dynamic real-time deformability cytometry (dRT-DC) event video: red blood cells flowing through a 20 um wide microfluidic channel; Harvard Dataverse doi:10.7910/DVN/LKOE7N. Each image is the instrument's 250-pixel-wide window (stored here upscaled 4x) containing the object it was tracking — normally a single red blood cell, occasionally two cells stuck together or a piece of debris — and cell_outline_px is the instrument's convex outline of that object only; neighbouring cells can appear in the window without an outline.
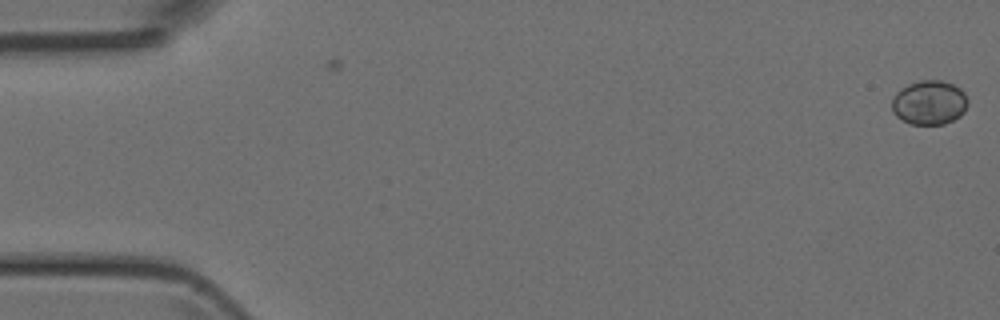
{"species": "Egyptian fruit bat (a non-hibernating species)", "species_latin": "Rousettus aegyptiacus", "temperature_condition": "room temperature", "stored_images_in_passage": 3, "camera_frame_rate_fps": 3000, "um_per_image_px": 0.085, "animal": {"sex": "female"}, "frame": {"image": 1, "passage_image": 3, "time_ms": 0.667, "image_size_px": [1000, 320], "cell_outline_px": [[968, 104], [964, 112], [960, 116], [944, 124], [908, 124], [900, 120], [892, 112], [892, 96], [900, 88], [908, 84], [920, 80], [944, 80], [960, 88], [964, 92], [968, 100]], "centroid_in_image_um": [78.97, 8.71], "position_along_channel_um": 6.0, "area_um2": 19.94}}